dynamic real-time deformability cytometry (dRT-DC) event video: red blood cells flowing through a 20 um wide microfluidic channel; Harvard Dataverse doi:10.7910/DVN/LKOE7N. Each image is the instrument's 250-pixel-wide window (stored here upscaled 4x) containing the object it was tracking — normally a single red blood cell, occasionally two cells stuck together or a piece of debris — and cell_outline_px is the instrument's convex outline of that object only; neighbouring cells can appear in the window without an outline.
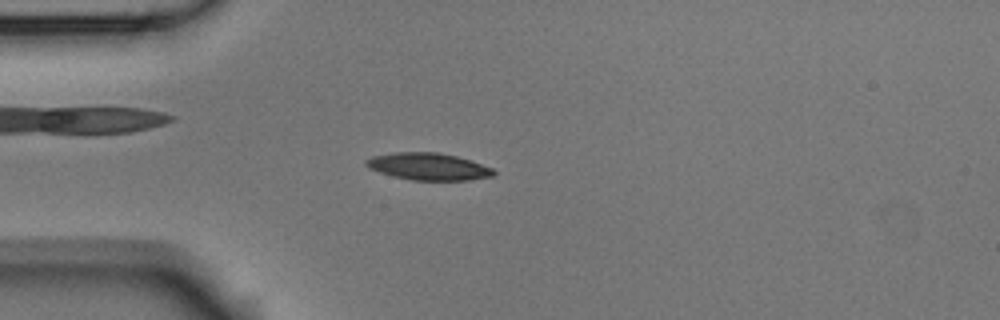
{"species": "Egyptian fruit bat (a non-hibernating species)", "species_latin": "Rousettus aegyptiacus", "temperature_condition": "room temperature", "stored_images_in_passage": 54, "camera_frame_rate_fps": 3000, "um_per_image_px": 0.085, "animal": {"sex": "male"}, "frame": {"image": 1, "passage_image": 15, "time_ms": 4.667, "image_size_px": [1000, 320], "cell_outline_px": [[496, 172], [492, 176], [468, 180], [412, 180], [392, 176], [368, 168], [364, 164], [364, 160], [372, 156], [396, 152], [436, 152], [456, 156], [472, 160], [492, 168]], "centroid_in_image_um": [36.39, 14.15], "position_along_channel_um": 48.6, "area_um2": 20.17}}
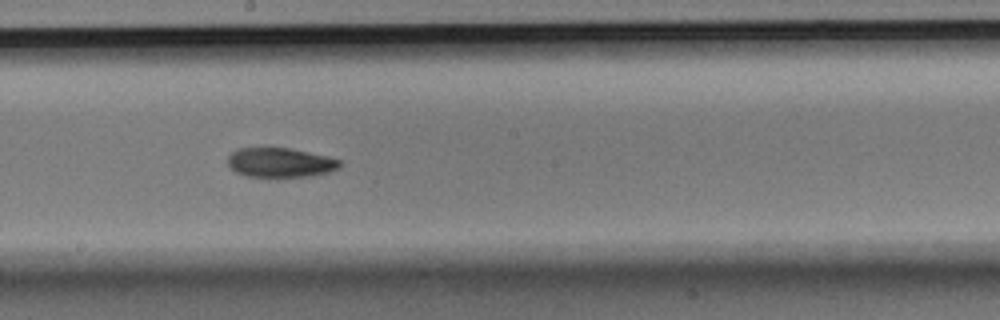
{"frame": {"image": 2, "passage_image": 30, "time_ms": 9.667, "image_size_px": [1000, 320], "cell_outline_px": [[340, 164], [336, 168], [328, 172], [308, 176], [248, 176], [236, 172], [228, 164], [228, 156], [236, 148], [288, 148], [328, 156], [340, 160]], "centroid_in_image_um": [23.79, 13.8], "position_along_channel_um": 224.4, "area_um2": 18.84}}
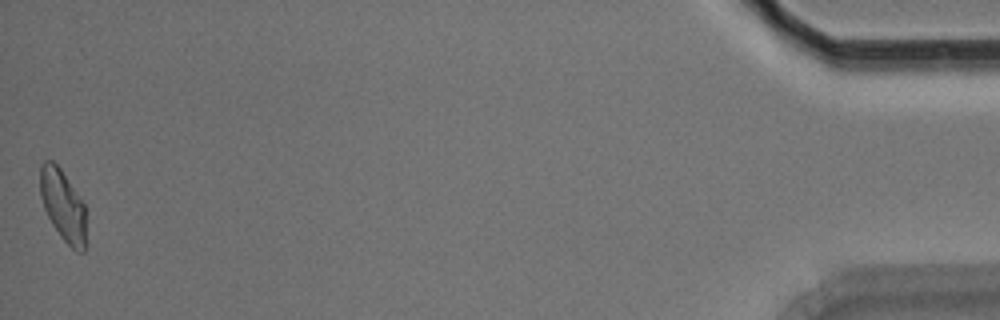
{"frame": {"image": 3, "passage_image": 54, "time_ms": 17.667, "image_size_px": [1000, 320], "cell_outline_px": [[84, 252], [76, 252], [60, 236], [52, 224], [44, 208], [40, 196], [40, 164], [44, 160], [52, 160], [60, 168], [84, 204]], "centroid_in_image_um": [5.31, 17.43], "position_along_channel_um": 429.9, "area_um2": 18.73}, "authors_computed_cell_mechanics": {"area_um2": 19.5942, "velocity_mm_per_s": 3.762, "shape_relaxation_time_tau1_ms": 3.3369, "shape_relaxation_time_tau2_ms": 9.1321, "deformation_change_tau1": 0.1368, "deformation_change_tau2": 0.1593}}